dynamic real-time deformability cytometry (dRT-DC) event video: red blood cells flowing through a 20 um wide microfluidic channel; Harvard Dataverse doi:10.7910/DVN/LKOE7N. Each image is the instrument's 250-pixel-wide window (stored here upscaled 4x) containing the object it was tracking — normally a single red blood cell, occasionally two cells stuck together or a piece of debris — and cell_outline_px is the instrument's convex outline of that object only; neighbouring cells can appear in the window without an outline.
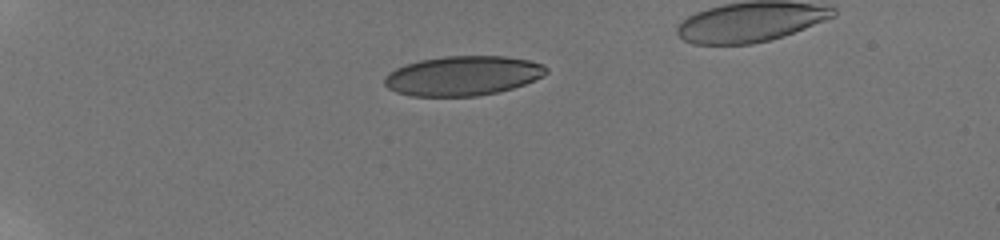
{"species": "human", "species_latin": "Homo sapiens", "temperature_condition": "room temperature", "stored_images_in_passage": 17, "segment_of_instrument_passage": [1, 2], "camera_frame_rate_fps": 3000, "um_per_image_px": 0.085, "donor": {"sex": "male"}, "frame": {"image": 1, "passage_image": 12, "time_ms": 2.0, "image_size_px": [1000, 240], "cell_outline_px": [[548, 72], [524, 84], [512, 88], [496, 92], [476, 96], [412, 96], [396, 92], [388, 88], [384, 84], [384, 76], [388, 72], [404, 64], [420, 60], [444, 56], [504, 56], [528, 60], [544, 64], [548, 68]], "centroid_in_image_um": [39.3, 6.43], "position_along_channel_um": 45.7, "area_um2": 37.28}}